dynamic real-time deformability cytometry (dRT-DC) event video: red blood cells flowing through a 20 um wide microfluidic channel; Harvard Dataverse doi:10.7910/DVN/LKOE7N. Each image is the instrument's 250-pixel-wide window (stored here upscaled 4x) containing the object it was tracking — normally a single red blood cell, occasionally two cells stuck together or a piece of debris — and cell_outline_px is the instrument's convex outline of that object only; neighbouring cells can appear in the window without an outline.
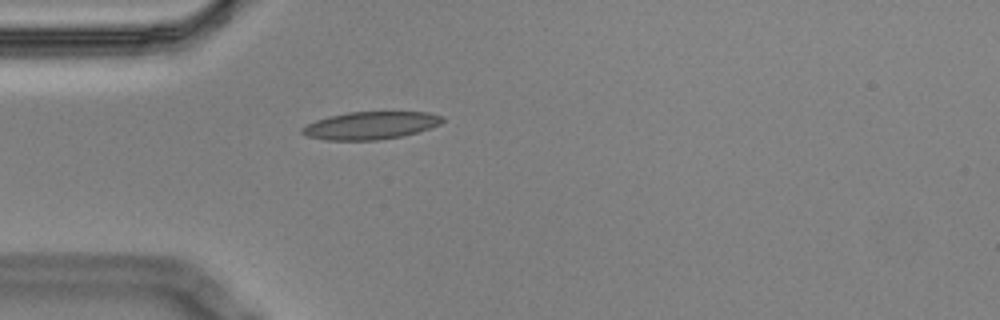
{"species": "Egyptian fruit bat (a non-hibernating species)", "species_latin": "Rousettus aegyptiacus", "temperature_condition": "cold", "stored_images_in_passage": 2, "camera_frame_rate_fps": 3000, "um_per_image_px": 0.085, "animal": {"sex": "male"}, "frame": {"image": 1, "passage_image": 2, "time_ms": 0.333, "image_size_px": [1000, 320], "cell_outline_px": [[444, 120], [440, 124], [416, 132], [400, 136], [376, 140], [328, 140], [308, 136], [300, 132], [300, 128], [316, 120], [328, 116], [348, 112], [428, 112], [440, 116]], "centroid_in_image_um": [31.45, 10.66], "position_along_channel_um": 53.5, "area_um2": 22.31}}